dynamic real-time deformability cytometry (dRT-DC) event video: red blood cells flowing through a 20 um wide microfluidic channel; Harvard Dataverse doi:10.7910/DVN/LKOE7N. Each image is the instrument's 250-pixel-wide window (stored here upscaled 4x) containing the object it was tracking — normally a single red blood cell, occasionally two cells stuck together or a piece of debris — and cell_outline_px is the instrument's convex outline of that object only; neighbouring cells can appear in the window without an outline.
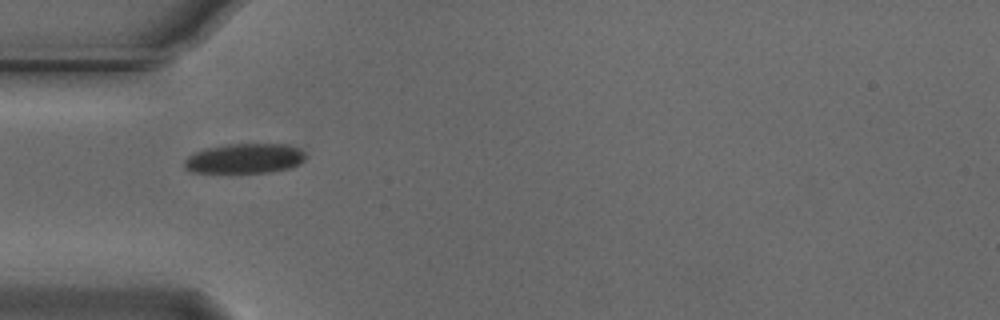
{"species": "Egyptian fruit bat (a non-hibernating species)", "species_latin": "Rousettus aegyptiacus", "temperature_condition": "cold", "stored_images_in_passage": 5, "camera_frame_rate_fps": 3000, "um_per_image_px": 0.085, "animal": {"sex": "male"}, "frame": {"image": 1, "passage_image": 1, "time_ms": 0.0, "image_size_px": [1000, 320], "cell_outline_px": [[304, 160], [288, 168], [268, 172], [192, 172], [184, 168], [184, 160], [192, 152], [204, 148], [228, 144], [288, 144], [300, 148], [304, 152]], "centroid_in_image_um": [20.75, 13.45], "position_along_channel_um": 64.3, "area_um2": 21.04}}
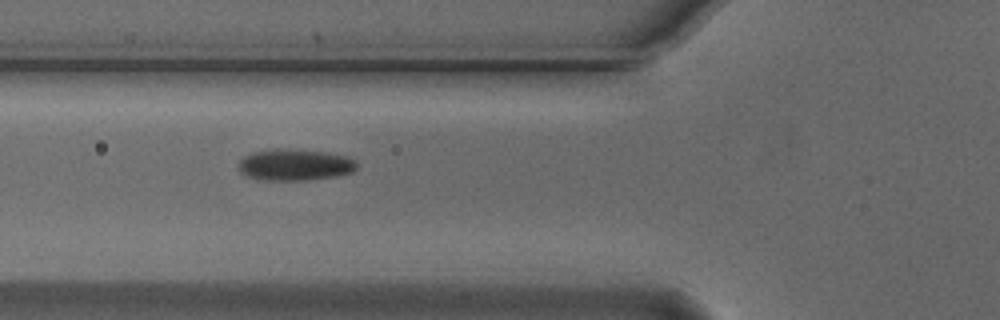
{"frame": {"image": 2, "passage_image": 4, "time_ms": 1.0, "image_size_px": [1000, 320], "cell_outline_px": [[356, 168], [352, 172], [336, 176], [304, 180], [256, 180], [240, 172], [240, 160], [244, 156], [252, 152], [276, 148], [328, 152], [348, 156], [356, 160]], "centroid_in_image_um": [25.07, 14.0], "position_along_channel_um": 100.7, "area_um2": 21.73}}